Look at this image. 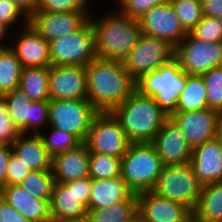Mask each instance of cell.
<instances>
[{
	"label": "cell",
	"mask_w": 222,
	"mask_h": 222,
	"mask_svg": "<svg viewBox=\"0 0 222 222\" xmlns=\"http://www.w3.org/2000/svg\"><path fill=\"white\" fill-rule=\"evenodd\" d=\"M85 69L87 100L98 112H111L136 90L121 61L96 58Z\"/></svg>",
	"instance_id": "6da1fadb"
},
{
	"label": "cell",
	"mask_w": 222,
	"mask_h": 222,
	"mask_svg": "<svg viewBox=\"0 0 222 222\" xmlns=\"http://www.w3.org/2000/svg\"><path fill=\"white\" fill-rule=\"evenodd\" d=\"M118 12L105 14L101 19H94L91 14L89 16L94 32L96 56L99 59L121 61L142 35L137 19Z\"/></svg>",
	"instance_id": "7a4b0ae2"
},
{
	"label": "cell",
	"mask_w": 222,
	"mask_h": 222,
	"mask_svg": "<svg viewBox=\"0 0 222 222\" xmlns=\"http://www.w3.org/2000/svg\"><path fill=\"white\" fill-rule=\"evenodd\" d=\"M111 113L131 143L151 142L168 116L151 96L137 89Z\"/></svg>",
	"instance_id": "3957f363"
},
{
	"label": "cell",
	"mask_w": 222,
	"mask_h": 222,
	"mask_svg": "<svg viewBox=\"0 0 222 222\" xmlns=\"http://www.w3.org/2000/svg\"><path fill=\"white\" fill-rule=\"evenodd\" d=\"M163 167L150 142L130 143L121 158L120 176L135 194H139L154 189Z\"/></svg>",
	"instance_id": "277c9868"
},
{
	"label": "cell",
	"mask_w": 222,
	"mask_h": 222,
	"mask_svg": "<svg viewBox=\"0 0 222 222\" xmlns=\"http://www.w3.org/2000/svg\"><path fill=\"white\" fill-rule=\"evenodd\" d=\"M187 73L174 57L158 70L144 74L136 81V89L145 96H151L168 116L175 112L179 96L185 88Z\"/></svg>",
	"instance_id": "5b68a950"
},
{
	"label": "cell",
	"mask_w": 222,
	"mask_h": 222,
	"mask_svg": "<svg viewBox=\"0 0 222 222\" xmlns=\"http://www.w3.org/2000/svg\"><path fill=\"white\" fill-rule=\"evenodd\" d=\"M90 193V177L55 182L50 201L52 222H86Z\"/></svg>",
	"instance_id": "8992f818"
},
{
	"label": "cell",
	"mask_w": 222,
	"mask_h": 222,
	"mask_svg": "<svg viewBox=\"0 0 222 222\" xmlns=\"http://www.w3.org/2000/svg\"><path fill=\"white\" fill-rule=\"evenodd\" d=\"M202 184L197 180L190 163L166 165L152 190L157 196L182 203L194 211Z\"/></svg>",
	"instance_id": "52a82bcc"
},
{
	"label": "cell",
	"mask_w": 222,
	"mask_h": 222,
	"mask_svg": "<svg viewBox=\"0 0 222 222\" xmlns=\"http://www.w3.org/2000/svg\"><path fill=\"white\" fill-rule=\"evenodd\" d=\"M98 113L88 100H49L48 125L73 134L81 143H84L92 121Z\"/></svg>",
	"instance_id": "ba28073f"
},
{
	"label": "cell",
	"mask_w": 222,
	"mask_h": 222,
	"mask_svg": "<svg viewBox=\"0 0 222 222\" xmlns=\"http://www.w3.org/2000/svg\"><path fill=\"white\" fill-rule=\"evenodd\" d=\"M52 66H86L97 58L93 28L88 20L79 30L49 42Z\"/></svg>",
	"instance_id": "9c48e42d"
},
{
	"label": "cell",
	"mask_w": 222,
	"mask_h": 222,
	"mask_svg": "<svg viewBox=\"0 0 222 222\" xmlns=\"http://www.w3.org/2000/svg\"><path fill=\"white\" fill-rule=\"evenodd\" d=\"M175 48L168 42L142 34L136 45L121 60L125 70L135 80L158 70L174 58Z\"/></svg>",
	"instance_id": "30bf717a"
},
{
	"label": "cell",
	"mask_w": 222,
	"mask_h": 222,
	"mask_svg": "<svg viewBox=\"0 0 222 222\" xmlns=\"http://www.w3.org/2000/svg\"><path fill=\"white\" fill-rule=\"evenodd\" d=\"M84 143L90 153L121 159L131 142L111 112H99L92 121Z\"/></svg>",
	"instance_id": "8fae6325"
},
{
	"label": "cell",
	"mask_w": 222,
	"mask_h": 222,
	"mask_svg": "<svg viewBox=\"0 0 222 222\" xmlns=\"http://www.w3.org/2000/svg\"><path fill=\"white\" fill-rule=\"evenodd\" d=\"M174 57L188 75H203L222 66V42H205L188 33L175 47Z\"/></svg>",
	"instance_id": "7c38bea8"
},
{
	"label": "cell",
	"mask_w": 222,
	"mask_h": 222,
	"mask_svg": "<svg viewBox=\"0 0 222 222\" xmlns=\"http://www.w3.org/2000/svg\"><path fill=\"white\" fill-rule=\"evenodd\" d=\"M3 100L20 133L40 134V126L49 123V100L33 102L19 87L5 93Z\"/></svg>",
	"instance_id": "4fadbf2b"
},
{
	"label": "cell",
	"mask_w": 222,
	"mask_h": 222,
	"mask_svg": "<svg viewBox=\"0 0 222 222\" xmlns=\"http://www.w3.org/2000/svg\"><path fill=\"white\" fill-rule=\"evenodd\" d=\"M138 21L142 34L164 40L174 48L188 34L170 2L150 8Z\"/></svg>",
	"instance_id": "5bb4252c"
},
{
	"label": "cell",
	"mask_w": 222,
	"mask_h": 222,
	"mask_svg": "<svg viewBox=\"0 0 222 222\" xmlns=\"http://www.w3.org/2000/svg\"><path fill=\"white\" fill-rule=\"evenodd\" d=\"M219 114V111L207 108L188 112H173L168 115V118L182 132L193 149L216 138Z\"/></svg>",
	"instance_id": "9a60e30c"
},
{
	"label": "cell",
	"mask_w": 222,
	"mask_h": 222,
	"mask_svg": "<svg viewBox=\"0 0 222 222\" xmlns=\"http://www.w3.org/2000/svg\"><path fill=\"white\" fill-rule=\"evenodd\" d=\"M89 12H35L28 23L48 42L79 30Z\"/></svg>",
	"instance_id": "2e32d148"
},
{
	"label": "cell",
	"mask_w": 222,
	"mask_h": 222,
	"mask_svg": "<svg viewBox=\"0 0 222 222\" xmlns=\"http://www.w3.org/2000/svg\"><path fill=\"white\" fill-rule=\"evenodd\" d=\"M49 98L87 100L85 66H50Z\"/></svg>",
	"instance_id": "e0dca14e"
},
{
	"label": "cell",
	"mask_w": 222,
	"mask_h": 222,
	"mask_svg": "<svg viewBox=\"0 0 222 222\" xmlns=\"http://www.w3.org/2000/svg\"><path fill=\"white\" fill-rule=\"evenodd\" d=\"M163 165H182L189 163L192 148L177 126L167 118L150 142Z\"/></svg>",
	"instance_id": "ac0fdd59"
},
{
	"label": "cell",
	"mask_w": 222,
	"mask_h": 222,
	"mask_svg": "<svg viewBox=\"0 0 222 222\" xmlns=\"http://www.w3.org/2000/svg\"><path fill=\"white\" fill-rule=\"evenodd\" d=\"M24 27L14 45L9 46L22 68L51 66L49 42L29 23Z\"/></svg>",
	"instance_id": "d6986e66"
},
{
	"label": "cell",
	"mask_w": 222,
	"mask_h": 222,
	"mask_svg": "<svg viewBox=\"0 0 222 222\" xmlns=\"http://www.w3.org/2000/svg\"><path fill=\"white\" fill-rule=\"evenodd\" d=\"M142 222H182L193 212L179 202L157 196L152 191L137 194Z\"/></svg>",
	"instance_id": "ffe728a7"
},
{
	"label": "cell",
	"mask_w": 222,
	"mask_h": 222,
	"mask_svg": "<svg viewBox=\"0 0 222 222\" xmlns=\"http://www.w3.org/2000/svg\"><path fill=\"white\" fill-rule=\"evenodd\" d=\"M189 163L202 185L222 182V148L216 138L194 147Z\"/></svg>",
	"instance_id": "44dd1931"
},
{
	"label": "cell",
	"mask_w": 222,
	"mask_h": 222,
	"mask_svg": "<svg viewBox=\"0 0 222 222\" xmlns=\"http://www.w3.org/2000/svg\"><path fill=\"white\" fill-rule=\"evenodd\" d=\"M89 154L85 143L52 157V175L55 182L67 183L89 177Z\"/></svg>",
	"instance_id": "7402d4cb"
},
{
	"label": "cell",
	"mask_w": 222,
	"mask_h": 222,
	"mask_svg": "<svg viewBox=\"0 0 222 222\" xmlns=\"http://www.w3.org/2000/svg\"><path fill=\"white\" fill-rule=\"evenodd\" d=\"M0 196L22 216L33 222H52L50 201L35 198L19 184L6 185L0 190Z\"/></svg>",
	"instance_id": "603a6c76"
},
{
	"label": "cell",
	"mask_w": 222,
	"mask_h": 222,
	"mask_svg": "<svg viewBox=\"0 0 222 222\" xmlns=\"http://www.w3.org/2000/svg\"><path fill=\"white\" fill-rule=\"evenodd\" d=\"M21 133L12 143V153L31 171L52 170V156L40 134Z\"/></svg>",
	"instance_id": "cb8c5ba5"
},
{
	"label": "cell",
	"mask_w": 222,
	"mask_h": 222,
	"mask_svg": "<svg viewBox=\"0 0 222 222\" xmlns=\"http://www.w3.org/2000/svg\"><path fill=\"white\" fill-rule=\"evenodd\" d=\"M134 192L121 176L112 179H91V193L88 209L113 206L128 200Z\"/></svg>",
	"instance_id": "d4e9b609"
},
{
	"label": "cell",
	"mask_w": 222,
	"mask_h": 222,
	"mask_svg": "<svg viewBox=\"0 0 222 222\" xmlns=\"http://www.w3.org/2000/svg\"><path fill=\"white\" fill-rule=\"evenodd\" d=\"M193 213L204 222H222V182L202 185Z\"/></svg>",
	"instance_id": "484cf974"
},
{
	"label": "cell",
	"mask_w": 222,
	"mask_h": 222,
	"mask_svg": "<svg viewBox=\"0 0 222 222\" xmlns=\"http://www.w3.org/2000/svg\"><path fill=\"white\" fill-rule=\"evenodd\" d=\"M49 73L50 66L22 68L19 88L33 102L50 100Z\"/></svg>",
	"instance_id": "4316f807"
},
{
	"label": "cell",
	"mask_w": 222,
	"mask_h": 222,
	"mask_svg": "<svg viewBox=\"0 0 222 222\" xmlns=\"http://www.w3.org/2000/svg\"><path fill=\"white\" fill-rule=\"evenodd\" d=\"M207 108V90L202 76L187 74V82L179 96L175 112H188Z\"/></svg>",
	"instance_id": "83f0119b"
},
{
	"label": "cell",
	"mask_w": 222,
	"mask_h": 222,
	"mask_svg": "<svg viewBox=\"0 0 222 222\" xmlns=\"http://www.w3.org/2000/svg\"><path fill=\"white\" fill-rule=\"evenodd\" d=\"M138 213L137 194L113 206L88 209L86 222H126Z\"/></svg>",
	"instance_id": "f1b7e54d"
},
{
	"label": "cell",
	"mask_w": 222,
	"mask_h": 222,
	"mask_svg": "<svg viewBox=\"0 0 222 222\" xmlns=\"http://www.w3.org/2000/svg\"><path fill=\"white\" fill-rule=\"evenodd\" d=\"M22 66L10 47L0 49V90L3 94L18 88Z\"/></svg>",
	"instance_id": "f546056e"
},
{
	"label": "cell",
	"mask_w": 222,
	"mask_h": 222,
	"mask_svg": "<svg viewBox=\"0 0 222 222\" xmlns=\"http://www.w3.org/2000/svg\"><path fill=\"white\" fill-rule=\"evenodd\" d=\"M52 170L31 171L19 185L35 198L51 201L54 186Z\"/></svg>",
	"instance_id": "4dcf8cb0"
},
{
	"label": "cell",
	"mask_w": 222,
	"mask_h": 222,
	"mask_svg": "<svg viewBox=\"0 0 222 222\" xmlns=\"http://www.w3.org/2000/svg\"><path fill=\"white\" fill-rule=\"evenodd\" d=\"M121 159L105 154H89V177L91 179H112L120 176Z\"/></svg>",
	"instance_id": "1f68e13d"
},
{
	"label": "cell",
	"mask_w": 222,
	"mask_h": 222,
	"mask_svg": "<svg viewBox=\"0 0 222 222\" xmlns=\"http://www.w3.org/2000/svg\"><path fill=\"white\" fill-rule=\"evenodd\" d=\"M170 3L188 33L204 16L201 0H170Z\"/></svg>",
	"instance_id": "d6a6232c"
},
{
	"label": "cell",
	"mask_w": 222,
	"mask_h": 222,
	"mask_svg": "<svg viewBox=\"0 0 222 222\" xmlns=\"http://www.w3.org/2000/svg\"><path fill=\"white\" fill-rule=\"evenodd\" d=\"M48 128L50 129V135H44L43 132H40V136L43 139L44 146L52 157L59 153L74 149L81 144L73 134L61 131L58 128Z\"/></svg>",
	"instance_id": "836d02e7"
},
{
	"label": "cell",
	"mask_w": 222,
	"mask_h": 222,
	"mask_svg": "<svg viewBox=\"0 0 222 222\" xmlns=\"http://www.w3.org/2000/svg\"><path fill=\"white\" fill-rule=\"evenodd\" d=\"M207 90L208 108L222 112V66L201 75Z\"/></svg>",
	"instance_id": "e575fe53"
},
{
	"label": "cell",
	"mask_w": 222,
	"mask_h": 222,
	"mask_svg": "<svg viewBox=\"0 0 222 222\" xmlns=\"http://www.w3.org/2000/svg\"><path fill=\"white\" fill-rule=\"evenodd\" d=\"M189 33L205 42H222L221 19L203 16L201 21Z\"/></svg>",
	"instance_id": "d590c367"
},
{
	"label": "cell",
	"mask_w": 222,
	"mask_h": 222,
	"mask_svg": "<svg viewBox=\"0 0 222 222\" xmlns=\"http://www.w3.org/2000/svg\"><path fill=\"white\" fill-rule=\"evenodd\" d=\"M89 0H40L36 12H89Z\"/></svg>",
	"instance_id": "8d00e7d4"
},
{
	"label": "cell",
	"mask_w": 222,
	"mask_h": 222,
	"mask_svg": "<svg viewBox=\"0 0 222 222\" xmlns=\"http://www.w3.org/2000/svg\"><path fill=\"white\" fill-rule=\"evenodd\" d=\"M170 0H120L118 7L122 14H125L128 17L133 19H139L142 17L150 8L160 5Z\"/></svg>",
	"instance_id": "74e56055"
},
{
	"label": "cell",
	"mask_w": 222,
	"mask_h": 222,
	"mask_svg": "<svg viewBox=\"0 0 222 222\" xmlns=\"http://www.w3.org/2000/svg\"><path fill=\"white\" fill-rule=\"evenodd\" d=\"M20 134L11 122L4 100H0V144L12 145Z\"/></svg>",
	"instance_id": "f35d334b"
},
{
	"label": "cell",
	"mask_w": 222,
	"mask_h": 222,
	"mask_svg": "<svg viewBox=\"0 0 222 222\" xmlns=\"http://www.w3.org/2000/svg\"><path fill=\"white\" fill-rule=\"evenodd\" d=\"M24 24H28V18L20 11L12 0H0V23L7 29L11 27L18 19H22ZM25 19V20H24Z\"/></svg>",
	"instance_id": "ab89813d"
},
{
	"label": "cell",
	"mask_w": 222,
	"mask_h": 222,
	"mask_svg": "<svg viewBox=\"0 0 222 222\" xmlns=\"http://www.w3.org/2000/svg\"><path fill=\"white\" fill-rule=\"evenodd\" d=\"M31 172L19 158L11 154L7 168L6 185H17Z\"/></svg>",
	"instance_id": "60d3db41"
},
{
	"label": "cell",
	"mask_w": 222,
	"mask_h": 222,
	"mask_svg": "<svg viewBox=\"0 0 222 222\" xmlns=\"http://www.w3.org/2000/svg\"><path fill=\"white\" fill-rule=\"evenodd\" d=\"M0 222H33L22 216L0 196Z\"/></svg>",
	"instance_id": "b9f144b4"
},
{
	"label": "cell",
	"mask_w": 222,
	"mask_h": 222,
	"mask_svg": "<svg viewBox=\"0 0 222 222\" xmlns=\"http://www.w3.org/2000/svg\"><path fill=\"white\" fill-rule=\"evenodd\" d=\"M11 154V145L0 144V190L6 186L7 168Z\"/></svg>",
	"instance_id": "7bdbcfd3"
},
{
	"label": "cell",
	"mask_w": 222,
	"mask_h": 222,
	"mask_svg": "<svg viewBox=\"0 0 222 222\" xmlns=\"http://www.w3.org/2000/svg\"><path fill=\"white\" fill-rule=\"evenodd\" d=\"M203 15L214 18L222 16V0H201Z\"/></svg>",
	"instance_id": "ee69618b"
},
{
	"label": "cell",
	"mask_w": 222,
	"mask_h": 222,
	"mask_svg": "<svg viewBox=\"0 0 222 222\" xmlns=\"http://www.w3.org/2000/svg\"><path fill=\"white\" fill-rule=\"evenodd\" d=\"M29 19L38 9L40 0H12Z\"/></svg>",
	"instance_id": "f6af8a7d"
},
{
	"label": "cell",
	"mask_w": 222,
	"mask_h": 222,
	"mask_svg": "<svg viewBox=\"0 0 222 222\" xmlns=\"http://www.w3.org/2000/svg\"><path fill=\"white\" fill-rule=\"evenodd\" d=\"M216 139L218 140L222 148V112H220L218 118Z\"/></svg>",
	"instance_id": "bcb514c9"
},
{
	"label": "cell",
	"mask_w": 222,
	"mask_h": 222,
	"mask_svg": "<svg viewBox=\"0 0 222 222\" xmlns=\"http://www.w3.org/2000/svg\"><path fill=\"white\" fill-rule=\"evenodd\" d=\"M7 31H8V29L0 23V40L5 38V36L8 34ZM6 47H8V44L6 45V43H5V45H4V44L0 43V49L6 48Z\"/></svg>",
	"instance_id": "7dc6e473"
},
{
	"label": "cell",
	"mask_w": 222,
	"mask_h": 222,
	"mask_svg": "<svg viewBox=\"0 0 222 222\" xmlns=\"http://www.w3.org/2000/svg\"><path fill=\"white\" fill-rule=\"evenodd\" d=\"M182 222H204V221L199 219L194 213H192Z\"/></svg>",
	"instance_id": "c3c4849f"
},
{
	"label": "cell",
	"mask_w": 222,
	"mask_h": 222,
	"mask_svg": "<svg viewBox=\"0 0 222 222\" xmlns=\"http://www.w3.org/2000/svg\"><path fill=\"white\" fill-rule=\"evenodd\" d=\"M126 222H142L141 216L139 213H137L134 217H132L131 219H129Z\"/></svg>",
	"instance_id": "681fc988"
},
{
	"label": "cell",
	"mask_w": 222,
	"mask_h": 222,
	"mask_svg": "<svg viewBox=\"0 0 222 222\" xmlns=\"http://www.w3.org/2000/svg\"><path fill=\"white\" fill-rule=\"evenodd\" d=\"M3 97H4V94H3V93L1 92V90H0V100H2Z\"/></svg>",
	"instance_id": "f907efd6"
}]
</instances>
